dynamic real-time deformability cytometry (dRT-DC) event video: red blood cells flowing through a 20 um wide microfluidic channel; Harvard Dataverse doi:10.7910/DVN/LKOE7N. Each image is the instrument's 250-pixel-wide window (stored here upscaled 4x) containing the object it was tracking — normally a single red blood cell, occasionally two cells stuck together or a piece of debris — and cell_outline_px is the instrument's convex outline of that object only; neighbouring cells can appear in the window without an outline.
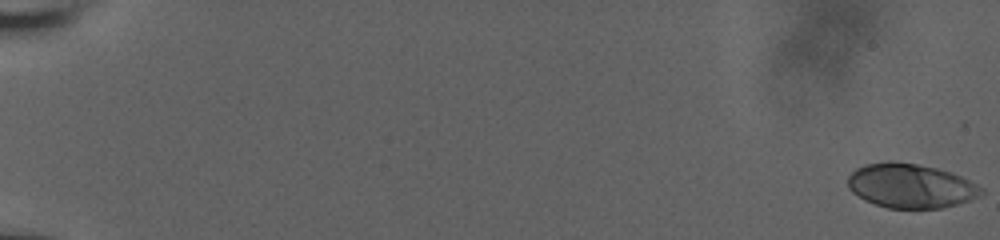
{"species": "human", "species_latin": "Homo sapiens", "temperature_condition": "room temperature", "stored_images_in_passage": 58, "camera_frame_rate_fps": 3000, "um_per_image_px": 0.085, "donor": {"sex": "male"}, "frame": {"image": 1, "passage_image": 1, "time_ms": 0.0, "image_size_px": [1000, 240], "cell_outline_px": [[984, 192], [980, 196], [956, 204], [940, 208], [888, 208], [864, 200], [852, 192], [848, 188], [848, 176], [856, 168], [864, 164], [888, 160], [892, 160], [916, 164], [936, 168], [952, 172], [984, 188]], "centroid_in_image_um": [77.38, 15.78], "position_along_channel_um": 7.6, "area_um2": 34.51}}
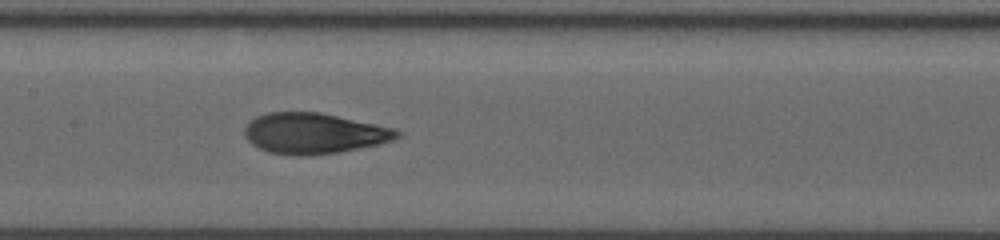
{"frame": {"image": 2, "passage_image": 32, "time_ms": 10.333, "image_size_px": [1000, 240], "cell_outline_px": [[400, 136], [392, 140], [376, 144], [336, 152], [308, 156], [296, 156], [268, 152], [252, 144], [244, 136], [244, 128], [256, 116], [268, 112], [320, 112], [376, 124], [392, 128], [400, 132]], "centroid_in_image_um": [26.63, 11.33], "position_along_channel_um": 180.8, "area_um2": 35.84}}
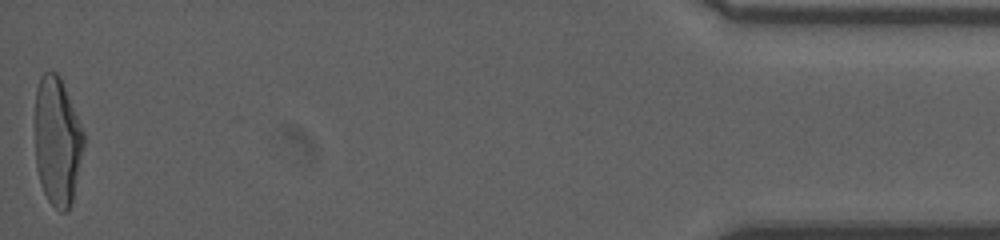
{"frame": {"image": 3, "passage_image": 58, "time_ms": 19.0, "image_size_px": [1000, 240], "cell_outline_px": [[84, 144], [72, 204], [64, 212], [60, 212], [48, 200], [40, 184], [36, 168], [36, 88], [40, 76], [44, 72], [56, 72], [60, 76], [84, 132]], "centroid_in_image_um": [4.87, 12.01], "position_along_channel_um": 430.3, "area_um2": 36.36}, "authors_computed_cell_mechanics": {"area_um2": 35.5759, "velocity_mm_per_s": 3.8431, "shape_relaxation_time_tau1_ms": 7.3044, "shape_relaxation_time_tau2_ms": 1.0396, "deformation_change_tau1": 0.2665, "deformation_change_tau2": 0.0667}}